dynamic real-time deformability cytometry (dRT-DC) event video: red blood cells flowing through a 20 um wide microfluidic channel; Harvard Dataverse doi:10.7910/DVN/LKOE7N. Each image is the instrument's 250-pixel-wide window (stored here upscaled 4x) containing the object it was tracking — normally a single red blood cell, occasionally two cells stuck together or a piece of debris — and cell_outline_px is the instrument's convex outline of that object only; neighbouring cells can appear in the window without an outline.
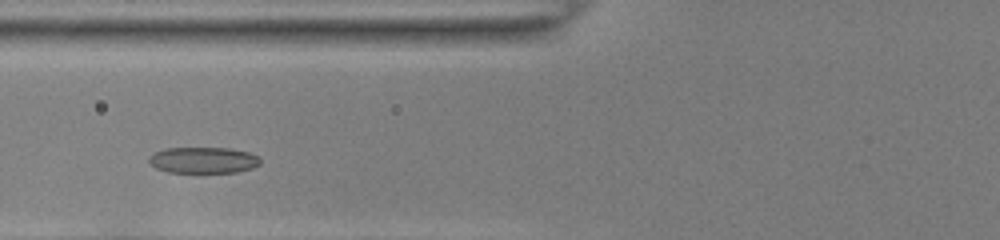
{"species": "common noctule bat (a hibernating species)", "species_latin": "Nyctalus noctula", "temperature_condition": "room temperature", "stored_images_in_passage": 33, "camera_frame_rate_fps": 3000, "um_per_image_px": 0.085, "animal": {"sex": "female", "body_mass_g": 22.0, "forearm_length_mm": 56.7}, "frame": {"image": 1, "passage_image": 8, "time_ms": 2.333, "image_size_px": [1000, 240], "cell_outline_px": [[260, 164], [252, 168], [236, 172], [168, 172], [156, 168], [148, 164], [148, 156], [164, 148], [228, 148], [248, 152], [260, 156]], "centroid_in_image_um": [17.26, 13.61], "position_along_channel_um": 108.5, "area_um2": 17.05}}
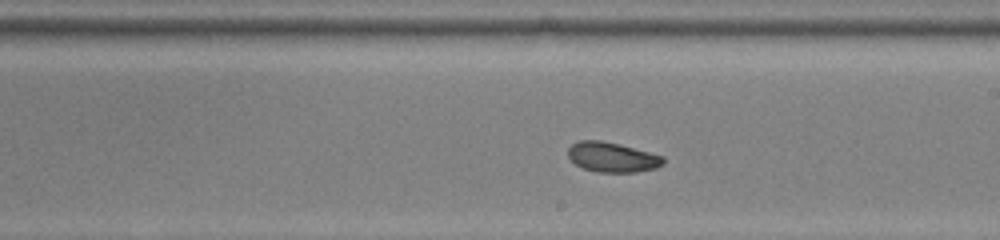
{"frame": {"image": 2, "passage_image": 18, "time_ms": 5.667, "image_size_px": [1000, 240], "cell_outline_px": [[664, 164], [656, 168], [636, 172], [596, 172], [584, 168], [576, 164], [568, 156], [568, 148], [572, 144], [580, 140], [600, 140], [620, 144], [664, 156]], "centroid_in_image_um": [52.05, 13.36], "position_along_channel_um": 236.9, "area_um2": 16.59}}
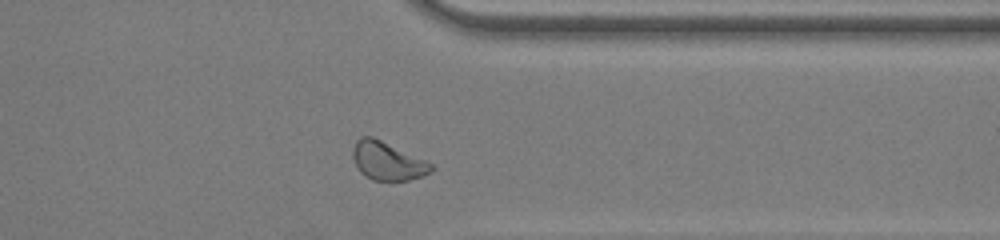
{"frame": {"image": 3, "passage_image": 29, "time_ms": 9.333, "image_size_px": [1000, 240], "cell_outline_px": [[436, 168], [432, 172], [424, 176], [408, 180], [372, 180], [360, 172], [352, 156], [352, 148], [356, 140], [360, 136], [372, 136], [424, 160], [432, 164]], "centroid_in_image_um": [32.93, 13.69], "position_along_channel_um": 378.5, "area_um2": 17.4}, "authors_computed_cell_mechanics": {"area_um2": 16.9932, "velocity_mm_per_s": 3.8696, "shape_relaxation_time_tau1_ms": 5.631, "shape_relaxation_time_tau2_ms": 2.8693, "deformation_change_tau1": 0.1429, "deformation_change_tau2": 0.0705}}